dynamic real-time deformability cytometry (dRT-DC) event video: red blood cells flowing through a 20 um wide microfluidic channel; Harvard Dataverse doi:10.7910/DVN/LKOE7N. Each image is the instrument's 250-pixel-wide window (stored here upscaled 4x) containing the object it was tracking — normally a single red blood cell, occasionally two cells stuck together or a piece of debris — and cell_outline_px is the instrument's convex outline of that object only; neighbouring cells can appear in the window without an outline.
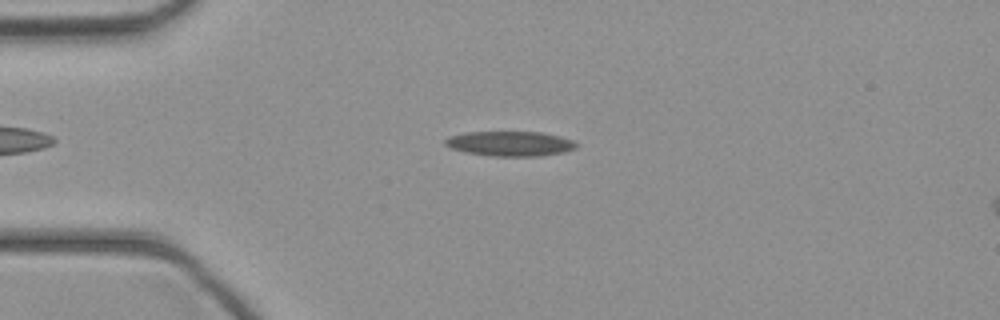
{"species": "common noctule bat (a hibernating species)", "species_latin": "Nyctalus noctula", "temperature_condition": "cold", "stored_images_in_passage": 44, "camera_frame_rate_fps": 3000, "um_per_image_px": 0.085, "animal": {"sex": "female", "body_mass_g": 21.9}, "frame": {"image": 1, "passage_image": 10, "time_ms": 3.0, "image_size_px": [1000, 320], "cell_outline_px": [[580, 144], [576, 148], [564, 152], [540, 156], [492, 156], [468, 152], [452, 148], [444, 144], [444, 140], [448, 136], [464, 132], [544, 132], [560, 136], [572, 140]], "centroid_in_image_um": [43.39, 12.2], "position_along_channel_um": 41.6, "area_um2": 19.07}}
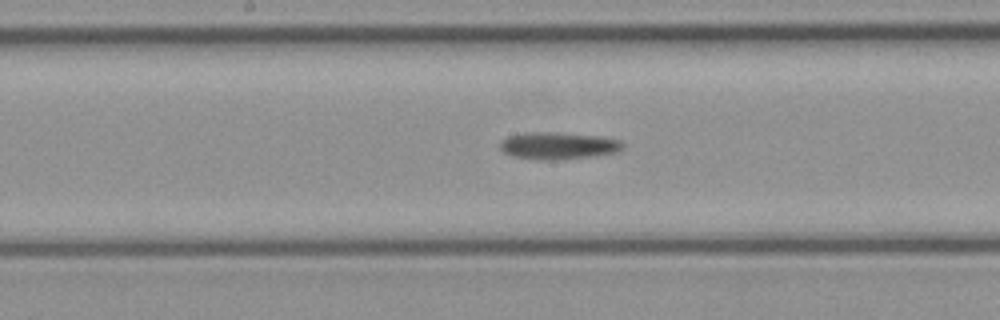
{"frame": {"image": 2, "passage_image": 22, "time_ms": 7.0, "image_size_px": [1000, 320], "cell_outline_px": [[624, 148], [620, 152], [592, 156], [552, 160], [540, 160], [512, 156], [504, 152], [500, 148], [500, 140], [508, 136], [524, 132], [560, 132], [604, 136], [620, 140], [624, 144]], "centroid_in_image_um": [47.48, 12.37], "position_along_channel_um": 200.7, "area_um2": 19.77}}
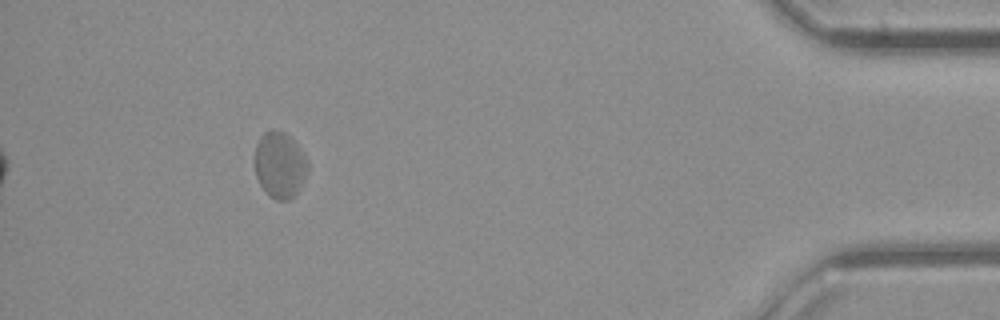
{"frame": {"image": 3, "passage_image": 40, "time_ms": 13.0, "image_size_px": [1000, 320], "cell_outline_px": [[308, 172], [300, 188], [288, 200], [276, 200], [268, 196], [260, 184], [256, 176], [252, 160], [256, 144], [260, 136], [264, 132], [272, 128], [276, 128], [292, 136], [308, 160]], "centroid_in_image_um": [23.75, 13.97], "position_along_channel_um": 411.4, "area_um2": 21.15}}